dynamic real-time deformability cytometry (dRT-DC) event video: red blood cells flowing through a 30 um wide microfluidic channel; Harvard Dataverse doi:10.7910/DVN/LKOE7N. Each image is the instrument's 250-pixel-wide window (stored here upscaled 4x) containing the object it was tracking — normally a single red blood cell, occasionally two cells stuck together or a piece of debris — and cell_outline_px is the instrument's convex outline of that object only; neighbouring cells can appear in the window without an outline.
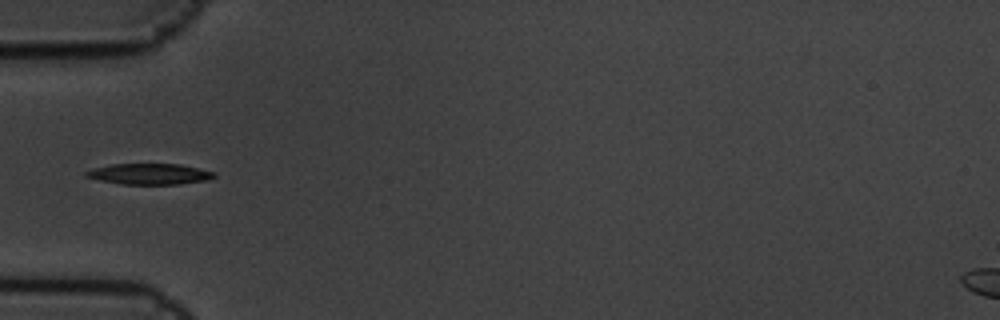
{"species": "common noctule bat (a hibernating species)", "species_latin": "Nyctalus noctula", "temperature_condition": "cold", "stored_images_in_passage": 7, "camera_frame_rate_fps": 3000, "um_per_image_px": 0.085, "animal": {"sex": "male", "body_mass_g": 19.5, "forearm_length_mm": 54.6}, "frame": {"image": 1, "passage_image": 5, "time_ms": 1.333, "image_size_px": [1000, 320], "cell_outline_px": [[216, 176], [204, 180], [180, 184], [124, 184], [100, 180], [84, 176], [84, 172], [92, 168], [112, 164], [180, 164], [216, 172]], "centroid_in_image_um": [12.69, 14.78], "position_along_channel_um": 72.3, "area_um2": 15.49}}
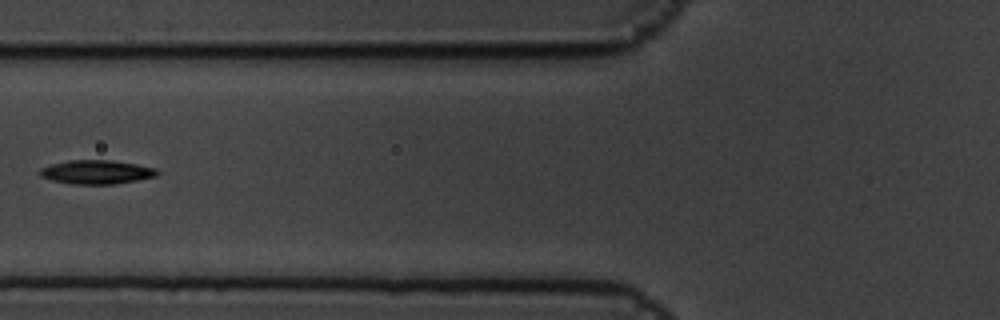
{"frame": {"image": 2, "passage_image": 6, "time_ms": 1.667, "image_size_px": [1000, 320], "cell_outline_px": [[160, 172], [156, 176], [136, 180], [112, 184], [72, 184], [52, 180], [40, 176], [36, 172], [40, 168], [52, 164], [68, 160], [112, 160], [136, 164], [156, 168]], "centroid_in_image_um": [8.17, 14.62], "position_along_channel_um": 117.6, "area_um2": 16.36}}
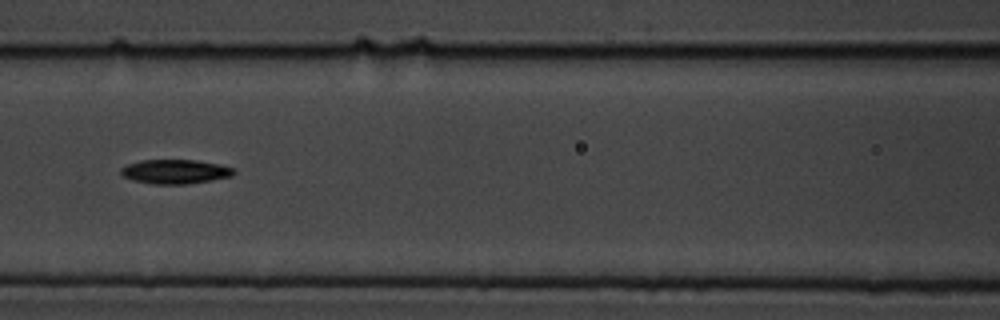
{"frame": {"image": 3, "passage_image": 7, "time_ms": 2.0, "image_size_px": [1000, 320], "cell_outline_px": [[236, 172], [232, 176], [212, 180], [188, 184], [152, 184], [136, 180], [124, 176], [120, 172], [120, 168], [128, 164], [140, 160], [196, 160], [220, 164], [236, 168]], "centroid_in_image_um": [14.95, 14.58], "position_along_channel_um": 151.7, "area_um2": 16.01}}